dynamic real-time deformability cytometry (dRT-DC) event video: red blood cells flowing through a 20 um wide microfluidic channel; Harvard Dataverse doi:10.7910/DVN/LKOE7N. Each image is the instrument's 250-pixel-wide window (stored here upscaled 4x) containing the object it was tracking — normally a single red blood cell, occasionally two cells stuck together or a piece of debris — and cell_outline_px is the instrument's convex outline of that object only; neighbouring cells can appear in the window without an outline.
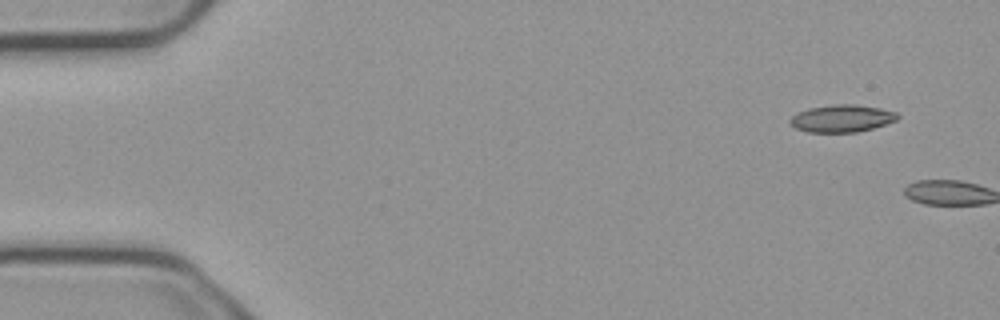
{"species": "common noctule bat (a hibernating species)", "species_latin": "Nyctalus noctula", "temperature_condition": "cold", "stored_images_in_passage": 2, "camera_frame_rate_fps": 3000, "um_per_image_px": 0.085, "animal": {"sex": "male", "body_mass_g": 23.1, "forearm_length_mm": 52.7}, "frame": {"image": 1, "passage_image": 1, "time_ms": 0.0, "image_size_px": [1000, 320], "cell_outline_px": [[900, 116], [896, 120], [872, 128], [856, 132], [808, 132], [796, 128], [788, 120], [796, 112], [808, 108], [832, 104], [856, 104], [880, 108], [896, 112]], "centroid_in_image_um": [71.53, 10.05], "position_along_channel_um": 13.5, "area_um2": 17.11}}